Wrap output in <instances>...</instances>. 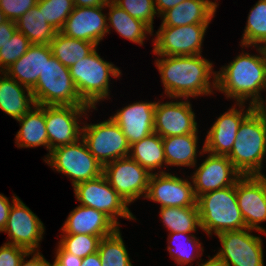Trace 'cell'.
I'll return each mask as SVG.
<instances>
[{
	"label": "cell",
	"mask_w": 266,
	"mask_h": 266,
	"mask_svg": "<svg viewBox=\"0 0 266 266\" xmlns=\"http://www.w3.org/2000/svg\"><path fill=\"white\" fill-rule=\"evenodd\" d=\"M155 65L169 98L207 96L213 94V88L216 90L217 71H213L212 62L202 55H158Z\"/></svg>",
	"instance_id": "obj_1"
},
{
	"label": "cell",
	"mask_w": 266,
	"mask_h": 266,
	"mask_svg": "<svg viewBox=\"0 0 266 266\" xmlns=\"http://www.w3.org/2000/svg\"><path fill=\"white\" fill-rule=\"evenodd\" d=\"M260 55L241 52L216 74V90L226 98L256 106L266 90V47L255 46Z\"/></svg>",
	"instance_id": "obj_2"
},
{
	"label": "cell",
	"mask_w": 266,
	"mask_h": 266,
	"mask_svg": "<svg viewBox=\"0 0 266 266\" xmlns=\"http://www.w3.org/2000/svg\"><path fill=\"white\" fill-rule=\"evenodd\" d=\"M266 156V123L254 109L241 123L230 154L227 156L242 176L262 172Z\"/></svg>",
	"instance_id": "obj_3"
},
{
	"label": "cell",
	"mask_w": 266,
	"mask_h": 266,
	"mask_svg": "<svg viewBox=\"0 0 266 266\" xmlns=\"http://www.w3.org/2000/svg\"><path fill=\"white\" fill-rule=\"evenodd\" d=\"M201 229L208 236L246 228L236 197V183L197 198Z\"/></svg>",
	"instance_id": "obj_4"
},
{
	"label": "cell",
	"mask_w": 266,
	"mask_h": 266,
	"mask_svg": "<svg viewBox=\"0 0 266 266\" xmlns=\"http://www.w3.org/2000/svg\"><path fill=\"white\" fill-rule=\"evenodd\" d=\"M80 98L91 108L109 98V77L119 78L120 69L100 57L95 49L91 54L69 68Z\"/></svg>",
	"instance_id": "obj_5"
},
{
	"label": "cell",
	"mask_w": 266,
	"mask_h": 266,
	"mask_svg": "<svg viewBox=\"0 0 266 266\" xmlns=\"http://www.w3.org/2000/svg\"><path fill=\"white\" fill-rule=\"evenodd\" d=\"M31 92L36 105L88 106L80 98L69 68L53 55L46 61L45 68Z\"/></svg>",
	"instance_id": "obj_6"
},
{
	"label": "cell",
	"mask_w": 266,
	"mask_h": 266,
	"mask_svg": "<svg viewBox=\"0 0 266 266\" xmlns=\"http://www.w3.org/2000/svg\"><path fill=\"white\" fill-rule=\"evenodd\" d=\"M44 161L53 170L69 176L73 187L103 174V165L89 152L82 138L51 150Z\"/></svg>",
	"instance_id": "obj_7"
},
{
	"label": "cell",
	"mask_w": 266,
	"mask_h": 266,
	"mask_svg": "<svg viewBox=\"0 0 266 266\" xmlns=\"http://www.w3.org/2000/svg\"><path fill=\"white\" fill-rule=\"evenodd\" d=\"M82 126V139L89 152L104 166L129 156L130 144L120 127L111 119Z\"/></svg>",
	"instance_id": "obj_8"
},
{
	"label": "cell",
	"mask_w": 266,
	"mask_h": 266,
	"mask_svg": "<svg viewBox=\"0 0 266 266\" xmlns=\"http://www.w3.org/2000/svg\"><path fill=\"white\" fill-rule=\"evenodd\" d=\"M76 199L82 206H88L106 214L118 227V217L136 220L128 204L111 187L102 174L98 178L78 183L74 187ZM118 216V217H117Z\"/></svg>",
	"instance_id": "obj_9"
},
{
	"label": "cell",
	"mask_w": 266,
	"mask_h": 266,
	"mask_svg": "<svg viewBox=\"0 0 266 266\" xmlns=\"http://www.w3.org/2000/svg\"><path fill=\"white\" fill-rule=\"evenodd\" d=\"M103 175L129 205L140 197L145 198L151 173L127 156L104 165Z\"/></svg>",
	"instance_id": "obj_10"
},
{
	"label": "cell",
	"mask_w": 266,
	"mask_h": 266,
	"mask_svg": "<svg viewBox=\"0 0 266 266\" xmlns=\"http://www.w3.org/2000/svg\"><path fill=\"white\" fill-rule=\"evenodd\" d=\"M252 231L245 228L216 235L222 245L216 255L226 266H264L263 240Z\"/></svg>",
	"instance_id": "obj_11"
},
{
	"label": "cell",
	"mask_w": 266,
	"mask_h": 266,
	"mask_svg": "<svg viewBox=\"0 0 266 266\" xmlns=\"http://www.w3.org/2000/svg\"><path fill=\"white\" fill-rule=\"evenodd\" d=\"M209 24L160 26L153 38L155 55H201L202 43Z\"/></svg>",
	"instance_id": "obj_12"
},
{
	"label": "cell",
	"mask_w": 266,
	"mask_h": 266,
	"mask_svg": "<svg viewBox=\"0 0 266 266\" xmlns=\"http://www.w3.org/2000/svg\"><path fill=\"white\" fill-rule=\"evenodd\" d=\"M90 106H45V123L50 151L64 145L73 144L82 138L80 118L88 116Z\"/></svg>",
	"instance_id": "obj_13"
},
{
	"label": "cell",
	"mask_w": 266,
	"mask_h": 266,
	"mask_svg": "<svg viewBox=\"0 0 266 266\" xmlns=\"http://www.w3.org/2000/svg\"><path fill=\"white\" fill-rule=\"evenodd\" d=\"M161 170L151 174L143 199L159 203L160 208L198 207L192 182Z\"/></svg>",
	"instance_id": "obj_14"
},
{
	"label": "cell",
	"mask_w": 266,
	"mask_h": 266,
	"mask_svg": "<svg viewBox=\"0 0 266 266\" xmlns=\"http://www.w3.org/2000/svg\"><path fill=\"white\" fill-rule=\"evenodd\" d=\"M245 107V103H236L231 109L229 108L217 117L207 132L199 155L210 153L228 156L230 154L242 121L255 109V106L250 104L247 109Z\"/></svg>",
	"instance_id": "obj_15"
},
{
	"label": "cell",
	"mask_w": 266,
	"mask_h": 266,
	"mask_svg": "<svg viewBox=\"0 0 266 266\" xmlns=\"http://www.w3.org/2000/svg\"><path fill=\"white\" fill-rule=\"evenodd\" d=\"M45 228L42 221L18 197L12 204L5 229L10 239L7 244L24 248L28 252L39 251Z\"/></svg>",
	"instance_id": "obj_16"
},
{
	"label": "cell",
	"mask_w": 266,
	"mask_h": 266,
	"mask_svg": "<svg viewBox=\"0 0 266 266\" xmlns=\"http://www.w3.org/2000/svg\"><path fill=\"white\" fill-rule=\"evenodd\" d=\"M170 102H156L154 110V133L162 138L198 134L195 113L187 98H175ZM182 100V101H181ZM184 100V101H183Z\"/></svg>",
	"instance_id": "obj_17"
},
{
	"label": "cell",
	"mask_w": 266,
	"mask_h": 266,
	"mask_svg": "<svg viewBox=\"0 0 266 266\" xmlns=\"http://www.w3.org/2000/svg\"><path fill=\"white\" fill-rule=\"evenodd\" d=\"M236 197L246 228L266 234V183L257 175L241 176L236 181Z\"/></svg>",
	"instance_id": "obj_18"
},
{
	"label": "cell",
	"mask_w": 266,
	"mask_h": 266,
	"mask_svg": "<svg viewBox=\"0 0 266 266\" xmlns=\"http://www.w3.org/2000/svg\"><path fill=\"white\" fill-rule=\"evenodd\" d=\"M199 165L190 178L196 198L210 191L230 187L242 176L227 156L208 153Z\"/></svg>",
	"instance_id": "obj_19"
},
{
	"label": "cell",
	"mask_w": 266,
	"mask_h": 266,
	"mask_svg": "<svg viewBox=\"0 0 266 266\" xmlns=\"http://www.w3.org/2000/svg\"><path fill=\"white\" fill-rule=\"evenodd\" d=\"M106 5L97 7H74L67 18L61 33L64 35L95 43L97 46L107 35V14L102 11Z\"/></svg>",
	"instance_id": "obj_20"
},
{
	"label": "cell",
	"mask_w": 266,
	"mask_h": 266,
	"mask_svg": "<svg viewBox=\"0 0 266 266\" xmlns=\"http://www.w3.org/2000/svg\"><path fill=\"white\" fill-rule=\"evenodd\" d=\"M155 104L156 102H135L110 116L130 145L154 133Z\"/></svg>",
	"instance_id": "obj_21"
},
{
	"label": "cell",
	"mask_w": 266,
	"mask_h": 266,
	"mask_svg": "<svg viewBox=\"0 0 266 266\" xmlns=\"http://www.w3.org/2000/svg\"><path fill=\"white\" fill-rule=\"evenodd\" d=\"M118 228L120 227L103 212L79 205L69 213L61 231L63 235L86 234L104 238L112 235Z\"/></svg>",
	"instance_id": "obj_22"
},
{
	"label": "cell",
	"mask_w": 266,
	"mask_h": 266,
	"mask_svg": "<svg viewBox=\"0 0 266 266\" xmlns=\"http://www.w3.org/2000/svg\"><path fill=\"white\" fill-rule=\"evenodd\" d=\"M51 56L52 51L49 45L32 44L26 53L7 68L4 73L32 90L45 68L46 61Z\"/></svg>",
	"instance_id": "obj_23"
},
{
	"label": "cell",
	"mask_w": 266,
	"mask_h": 266,
	"mask_svg": "<svg viewBox=\"0 0 266 266\" xmlns=\"http://www.w3.org/2000/svg\"><path fill=\"white\" fill-rule=\"evenodd\" d=\"M218 5L211 0H185L161 15L160 26L210 24Z\"/></svg>",
	"instance_id": "obj_24"
},
{
	"label": "cell",
	"mask_w": 266,
	"mask_h": 266,
	"mask_svg": "<svg viewBox=\"0 0 266 266\" xmlns=\"http://www.w3.org/2000/svg\"><path fill=\"white\" fill-rule=\"evenodd\" d=\"M20 129L15 136V144L18 148H33L45 146L50 154L49 139L45 123V106H33L22 118L17 120Z\"/></svg>",
	"instance_id": "obj_25"
},
{
	"label": "cell",
	"mask_w": 266,
	"mask_h": 266,
	"mask_svg": "<svg viewBox=\"0 0 266 266\" xmlns=\"http://www.w3.org/2000/svg\"><path fill=\"white\" fill-rule=\"evenodd\" d=\"M1 74L0 109L13 119L18 120L36 105L33 94L29 88L8 77L4 72Z\"/></svg>",
	"instance_id": "obj_26"
},
{
	"label": "cell",
	"mask_w": 266,
	"mask_h": 266,
	"mask_svg": "<svg viewBox=\"0 0 266 266\" xmlns=\"http://www.w3.org/2000/svg\"><path fill=\"white\" fill-rule=\"evenodd\" d=\"M106 8H109V13L107 14L108 34L112 27L122 38L141 46L144 44V40L147 37L146 34L153 35V30L146 23L131 17L112 0L108 1ZM109 23L111 26H109Z\"/></svg>",
	"instance_id": "obj_27"
},
{
	"label": "cell",
	"mask_w": 266,
	"mask_h": 266,
	"mask_svg": "<svg viewBox=\"0 0 266 266\" xmlns=\"http://www.w3.org/2000/svg\"><path fill=\"white\" fill-rule=\"evenodd\" d=\"M198 140L197 134L162 138L166 165L195 167L197 164Z\"/></svg>",
	"instance_id": "obj_28"
},
{
	"label": "cell",
	"mask_w": 266,
	"mask_h": 266,
	"mask_svg": "<svg viewBox=\"0 0 266 266\" xmlns=\"http://www.w3.org/2000/svg\"><path fill=\"white\" fill-rule=\"evenodd\" d=\"M129 156L153 174L154 170H159L166 164L162 137L152 133L134 142L130 145Z\"/></svg>",
	"instance_id": "obj_29"
},
{
	"label": "cell",
	"mask_w": 266,
	"mask_h": 266,
	"mask_svg": "<svg viewBox=\"0 0 266 266\" xmlns=\"http://www.w3.org/2000/svg\"><path fill=\"white\" fill-rule=\"evenodd\" d=\"M49 46L52 55L68 68L87 57L97 48L95 43L68 37L60 31L55 34Z\"/></svg>",
	"instance_id": "obj_30"
},
{
	"label": "cell",
	"mask_w": 266,
	"mask_h": 266,
	"mask_svg": "<svg viewBox=\"0 0 266 266\" xmlns=\"http://www.w3.org/2000/svg\"><path fill=\"white\" fill-rule=\"evenodd\" d=\"M17 30L22 32L31 44L50 45L57 31L45 21L43 12L36 5L16 22Z\"/></svg>",
	"instance_id": "obj_31"
},
{
	"label": "cell",
	"mask_w": 266,
	"mask_h": 266,
	"mask_svg": "<svg viewBox=\"0 0 266 266\" xmlns=\"http://www.w3.org/2000/svg\"><path fill=\"white\" fill-rule=\"evenodd\" d=\"M160 218L169 233H193L201 229L198 207H161Z\"/></svg>",
	"instance_id": "obj_32"
},
{
	"label": "cell",
	"mask_w": 266,
	"mask_h": 266,
	"mask_svg": "<svg viewBox=\"0 0 266 266\" xmlns=\"http://www.w3.org/2000/svg\"><path fill=\"white\" fill-rule=\"evenodd\" d=\"M167 239V250L170 253V257L179 266L191 264L192 261L201 257L202 252H204L199 239L192 233H169Z\"/></svg>",
	"instance_id": "obj_33"
},
{
	"label": "cell",
	"mask_w": 266,
	"mask_h": 266,
	"mask_svg": "<svg viewBox=\"0 0 266 266\" xmlns=\"http://www.w3.org/2000/svg\"><path fill=\"white\" fill-rule=\"evenodd\" d=\"M240 43L242 48L266 47V0H258L251 8Z\"/></svg>",
	"instance_id": "obj_34"
},
{
	"label": "cell",
	"mask_w": 266,
	"mask_h": 266,
	"mask_svg": "<svg viewBox=\"0 0 266 266\" xmlns=\"http://www.w3.org/2000/svg\"><path fill=\"white\" fill-rule=\"evenodd\" d=\"M124 244L119 228L112 235L101 238L97 252L102 266H133Z\"/></svg>",
	"instance_id": "obj_35"
},
{
	"label": "cell",
	"mask_w": 266,
	"mask_h": 266,
	"mask_svg": "<svg viewBox=\"0 0 266 266\" xmlns=\"http://www.w3.org/2000/svg\"><path fill=\"white\" fill-rule=\"evenodd\" d=\"M37 6L43 12L45 21L57 32L61 31L74 9L73 0H38Z\"/></svg>",
	"instance_id": "obj_36"
},
{
	"label": "cell",
	"mask_w": 266,
	"mask_h": 266,
	"mask_svg": "<svg viewBox=\"0 0 266 266\" xmlns=\"http://www.w3.org/2000/svg\"><path fill=\"white\" fill-rule=\"evenodd\" d=\"M61 235L58 244L67 252L85 258L98 251L100 236L86 234Z\"/></svg>",
	"instance_id": "obj_37"
},
{
	"label": "cell",
	"mask_w": 266,
	"mask_h": 266,
	"mask_svg": "<svg viewBox=\"0 0 266 266\" xmlns=\"http://www.w3.org/2000/svg\"><path fill=\"white\" fill-rule=\"evenodd\" d=\"M31 42L22 32L15 31L10 41L0 49V73L22 57L31 46Z\"/></svg>",
	"instance_id": "obj_38"
},
{
	"label": "cell",
	"mask_w": 266,
	"mask_h": 266,
	"mask_svg": "<svg viewBox=\"0 0 266 266\" xmlns=\"http://www.w3.org/2000/svg\"><path fill=\"white\" fill-rule=\"evenodd\" d=\"M131 17L146 23L153 31L154 17L157 14L154 0H112Z\"/></svg>",
	"instance_id": "obj_39"
},
{
	"label": "cell",
	"mask_w": 266,
	"mask_h": 266,
	"mask_svg": "<svg viewBox=\"0 0 266 266\" xmlns=\"http://www.w3.org/2000/svg\"><path fill=\"white\" fill-rule=\"evenodd\" d=\"M38 0H0V8L10 21L17 22L27 11L37 5Z\"/></svg>",
	"instance_id": "obj_40"
},
{
	"label": "cell",
	"mask_w": 266,
	"mask_h": 266,
	"mask_svg": "<svg viewBox=\"0 0 266 266\" xmlns=\"http://www.w3.org/2000/svg\"><path fill=\"white\" fill-rule=\"evenodd\" d=\"M27 253L28 251L24 248L4 243L0 247V266H18Z\"/></svg>",
	"instance_id": "obj_41"
},
{
	"label": "cell",
	"mask_w": 266,
	"mask_h": 266,
	"mask_svg": "<svg viewBox=\"0 0 266 266\" xmlns=\"http://www.w3.org/2000/svg\"><path fill=\"white\" fill-rule=\"evenodd\" d=\"M18 198L15 194H13L12 203L9 201V198L0 194V232H2L7 224L8 216L11 210V206L13 202Z\"/></svg>",
	"instance_id": "obj_42"
},
{
	"label": "cell",
	"mask_w": 266,
	"mask_h": 266,
	"mask_svg": "<svg viewBox=\"0 0 266 266\" xmlns=\"http://www.w3.org/2000/svg\"><path fill=\"white\" fill-rule=\"evenodd\" d=\"M56 258L64 265V266H81L82 258L75 256L72 253L65 251L59 244L57 246Z\"/></svg>",
	"instance_id": "obj_43"
},
{
	"label": "cell",
	"mask_w": 266,
	"mask_h": 266,
	"mask_svg": "<svg viewBox=\"0 0 266 266\" xmlns=\"http://www.w3.org/2000/svg\"><path fill=\"white\" fill-rule=\"evenodd\" d=\"M16 30V22L7 20L0 24V49L3 47V45L10 41Z\"/></svg>",
	"instance_id": "obj_44"
},
{
	"label": "cell",
	"mask_w": 266,
	"mask_h": 266,
	"mask_svg": "<svg viewBox=\"0 0 266 266\" xmlns=\"http://www.w3.org/2000/svg\"><path fill=\"white\" fill-rule=\"evenodd\" d=\"M28 256H31V259L25 261ZM45 262L46 259L39 251H32L23 256L18 266H45Z\"/></svg>",
	"instance_id": "obj_45"
},
{
	"label": "cell",
	"mask_w": 266,
	"mask_h": 266,
	"mask_svg": "<svg viewBox=\"0 0 266 266\" xmlns=\"http://www.w3.org/2000/svg\"><path fill=\"white\" fill-rule=\"evenodd\" d=\"M185 0H154L157 15L161 16L167 10L175 7Z\"/></svg>",
	"instance_id": "obj_46"
},
{
	"label": "cell",
	"mask_w": 266,
	"mask_h": 266,
	"mask_svg": "<svg viewBox=\"0 0 266 266\" xmlns=\"http://www.w3.org/2000/svg\"><path fill=\"white\" fill-rule=\"evenodd\" d=\"M109 0H73L74 7H97L103 6Z\"/></svg>",
	"instance_id": "obj_47"
},
{
	"label": "cell",
	"mask_w": 266,
	"mask_h": 266,
	"mask_svg": "<svg viewBox=\"0 0 266 266\" xmlns=\"http://www.w3.org/2000/svg\"><path fill=\"white\" fill-rule=\"evenodd\" d=\"M81 266H102L98 252L82 258Z\"/></svg>",
	"instance_id": "obj_48"
},
{
	"label": "cell",
	"mask_w": 266,
	"mask_h": 266,
	"mask_svg": "<svg viewBox=\"0 0 266 266\" xmlns=\"http://www.w3.org/2000/svg\"><path fill=\"white\" fill-rule=\"evenodd\" d=\"M208 258V261H202L198 266H226L216 254L213 257L208 256Z\"/></svg>",
	"instance_id": "obj_49"
},
{
	"label": "cell",
	"mask_w": 266,
	"mask_h": 266,
	"mask_svg": "<svg viewBox=\"0 0 266 266\" xmlns=\"http://www.w3.org/2000/svg\"><path fill=\"white\" fill-rule=\"evenodd\" d=\"M255 109L262 115L266 123V99H262L256 106Z\"/></svg>",
	"instance_id": "obj_50"
},
{
	"label": "cell",
	"mask_w": 266,
	"mask_h": 266,
	"mask_svg": "<svg viewBox=\"0 0 266 266\" xmlns=\"http://www.w3.org/2000/svg\"><path fill=\"white\" fill-rule=\"evenodd\" d=\"M45 266H64V265L55 257L53 264H50V262L46 260Z\"/></svg>",
	"instance_id": "obj_51"
},
{
	"label": "cell",
	"mask_w": 266,
	"mask_h": 266,
	"mask_svg": "<svg viewBox=\"0 0 266 266\" xmlns=\"http://www.w3.org/2000/svg\"><path fill=\"white\" fill-rule=\"evenodd\" d=\"M7 20L8 19L6 18L5 14L3 13V11L0 8V24L4 23Z\"/></svg>",
	"instance_id": "obj_52"
},
{
	"label": "cell",
	"mask_w": 266,
	"mask_h": 266,
	"mask_svg": "<svg viewBox=\"0 0 266 266\" xmlns=\"http://www.w3.org/2000/svg\"><path fill=\"white\" fill-rule=\"evenodd\" d=\"M257 176L266 183V176L262 172H260Z\"/></svg>",
	"instance_id": "obj_53"
}]
</instances>
